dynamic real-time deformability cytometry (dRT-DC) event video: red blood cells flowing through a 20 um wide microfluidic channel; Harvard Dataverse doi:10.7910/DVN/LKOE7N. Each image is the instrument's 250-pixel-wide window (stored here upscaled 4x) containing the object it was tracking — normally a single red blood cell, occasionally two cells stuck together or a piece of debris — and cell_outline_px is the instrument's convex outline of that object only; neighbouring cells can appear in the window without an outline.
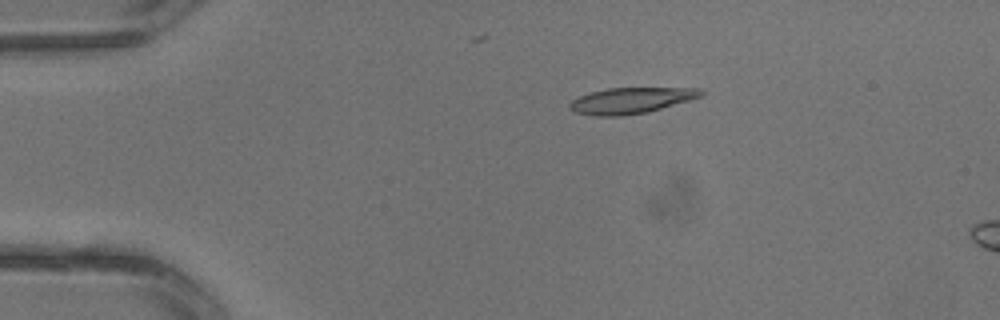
{"species": "common noctule bat (a hibernating species)", "species_latin": "Nyctalus noctula", "temperature_condition": "warm", "stored_images_in_passage": 3, "camera_frame_rate_fps": 3000, "um_per_image_px": 0.085, "animal": {"sex": "male", "body_mass_g": 13.3}, "frame": {"image": 1, "passage_image": 2, "time_ms": 0.333, "image_size_px": [1000, 320], "cell_outline_px": [[704, 92], [700, 96], [688, 100], [648, 112], [624, 116], [596, 116], [572, 112], [568, 108], [568, 104], [572, 100], [580, 96], [592, 92], [608, 88], [700, 88]], "centroid_in_image_um": [53.57, 8.55], "position_along_channel_um": 31.4, "area_um2": 19.77}}